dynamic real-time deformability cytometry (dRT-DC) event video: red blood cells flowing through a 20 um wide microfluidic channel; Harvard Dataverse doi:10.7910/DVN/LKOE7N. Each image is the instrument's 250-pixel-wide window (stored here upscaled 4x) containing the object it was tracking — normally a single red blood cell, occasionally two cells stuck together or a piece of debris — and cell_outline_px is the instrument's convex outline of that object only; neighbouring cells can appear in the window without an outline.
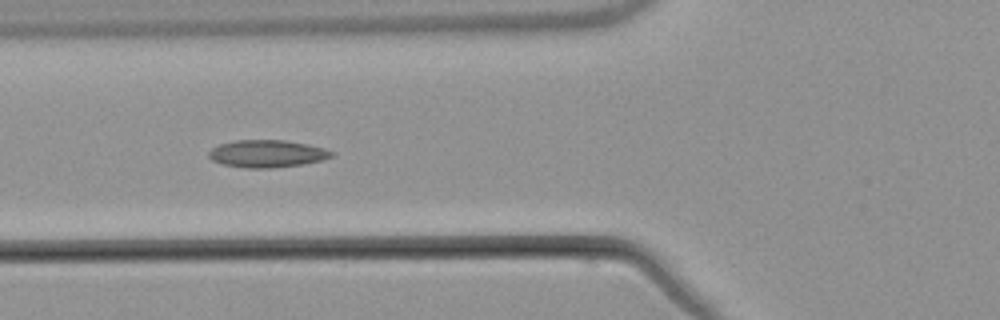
{"species": "common noctule bat (a hibernating species)", "species_latin": "Nyctalus noctula", "temperature_condition": "warm", "stored_images_in_passage": 10, "camera_frame_rate_fps": 3000, "um_per_image_px": 0.085, "animal": {"sex": "male", "body_mass_g": 21.5, "forearm_length_mm": 52.0}, "frame": {"image": 1, "passage_image": 6, "time_ms": 7.0, "image_size_px": [1000, 320], "cell_outline_px": [[336, 152], [332, 156], [320, 160], [304, 164], [272, 168], [244, 168], [224, 164], [212, 160], [208, 156], [208, 152], [212, 148], [220, 144], [236, 140], [284, 140], [308, 144], [324, 148]], "centroid_in_image_um": [22.71, 13.06], "position_along_channel_um": 103.1, "area_um2": 19.59}}
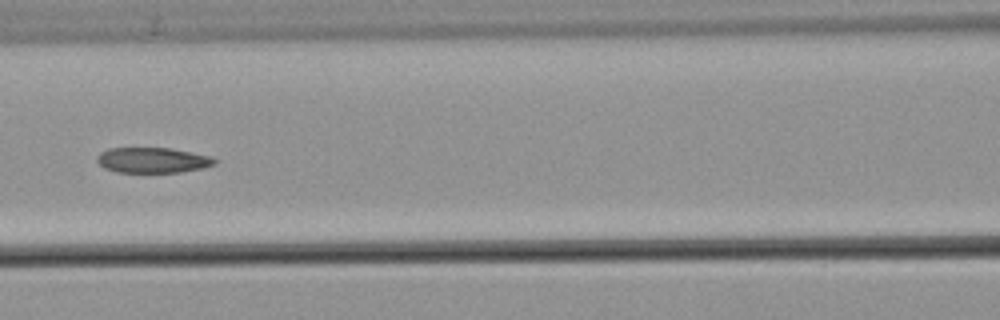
{"frame": {"image": 2, "passage_image": 7, "time_ms": 8.333, "image_size_px": [1000, 320], "cell_outline_px": [[216, 164], [204, 168], [180, 172], [116, 172], [104, 168], [96, 160], [96, 156], [100, 152], [108, 148], [172, 148], [212, 156], [216, 160]], "centroid_in_image_um": [12.98, 13.61], "position_along_channel_um": 153.6, "area_um2": 17.57}}